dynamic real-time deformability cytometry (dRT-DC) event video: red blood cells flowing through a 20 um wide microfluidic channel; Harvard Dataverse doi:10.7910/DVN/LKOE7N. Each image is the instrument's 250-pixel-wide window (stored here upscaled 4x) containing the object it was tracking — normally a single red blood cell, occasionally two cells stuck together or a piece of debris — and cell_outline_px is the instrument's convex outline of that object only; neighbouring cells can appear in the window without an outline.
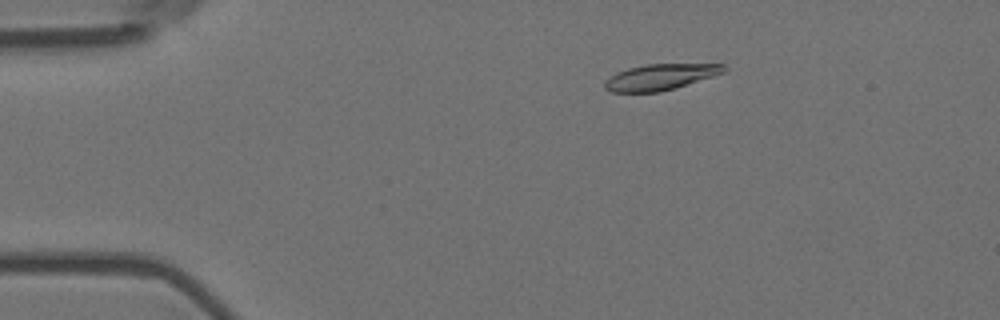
{"species": "Egyptian fruit bat (a non-hibernating species)", "species_latin": "Rousettus aegyptiacus", "temperature_condition": "room temperature", "stored_images_in_passage": 57, "camera_frame_rate_fps": 3000, "um_per_image_px": 0.085, "animal": {"sex": "female"}, "frame": {"image": 1, "passage_image": 10, "time_ms": 3.0, "image_size_px": [1000, 320], "cell_outline_px": [[728, 68], [724, 72], [676, 88], [660, 92], [612, 92], [604, 88], [604, 80], [616, 72], [628, 68], [648, 64], [724, 64]], "centroid_in_image_um": [56.1, 6.55], "position_along_channel_um": 28.9, "area_um2": 18.03}}
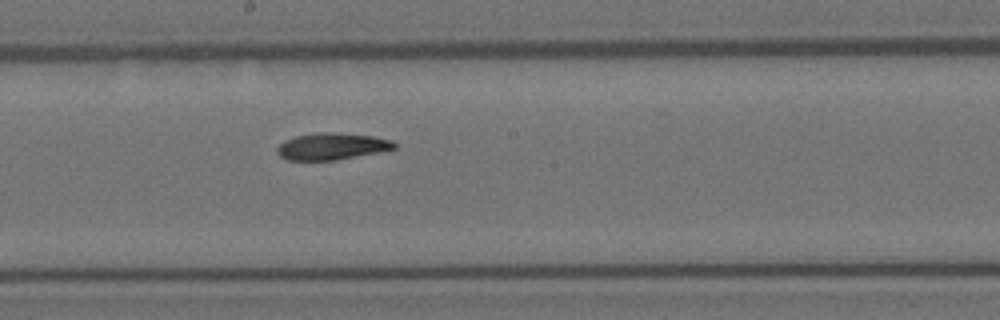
{"frame": {"image": 2, "passage_image": 31, "time_ms": 10.0, "image_size_px": [1000, 320], "cell_outline_px": [[396, 148], [336, 160], [288, 160], [280, 156], [276, 152], [276, 148], [284, 140], [296, 136], [316, 132], [332, 132], [372, 136], [392, 140], [396, 144]], "centroid_in_image_um": [28.16, 12.43], "position_along_channel_um": 220.0, "area_um2": 18.15}}
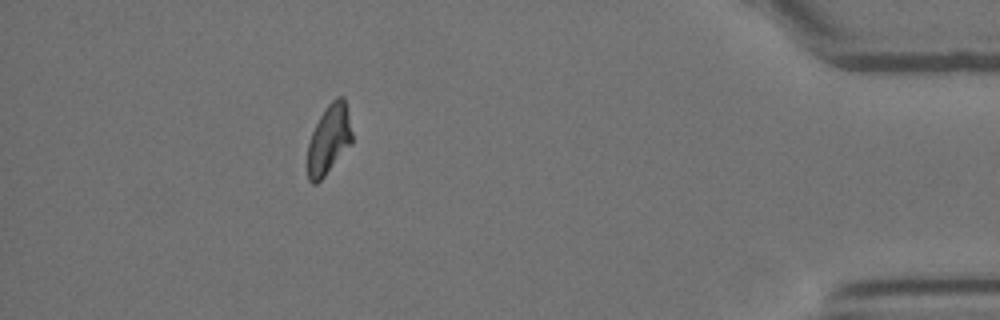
{"frame": {"image": 3, "passage_image": 51, "time_ms": 16.667, "image_size_px": [1000, 320], "cell_outline_px": [[352, 144], [324, 176], [316, 184], [312, 184], [308, 180], [308, 144], [312, 132], [320, 116], [328, 104], [336, 96], [344, 96], [352, 132]], "centroid_in_image_um": [27.96, 11.85], "position_along_channel_um": 407.2, "area_um2": 17.92}}